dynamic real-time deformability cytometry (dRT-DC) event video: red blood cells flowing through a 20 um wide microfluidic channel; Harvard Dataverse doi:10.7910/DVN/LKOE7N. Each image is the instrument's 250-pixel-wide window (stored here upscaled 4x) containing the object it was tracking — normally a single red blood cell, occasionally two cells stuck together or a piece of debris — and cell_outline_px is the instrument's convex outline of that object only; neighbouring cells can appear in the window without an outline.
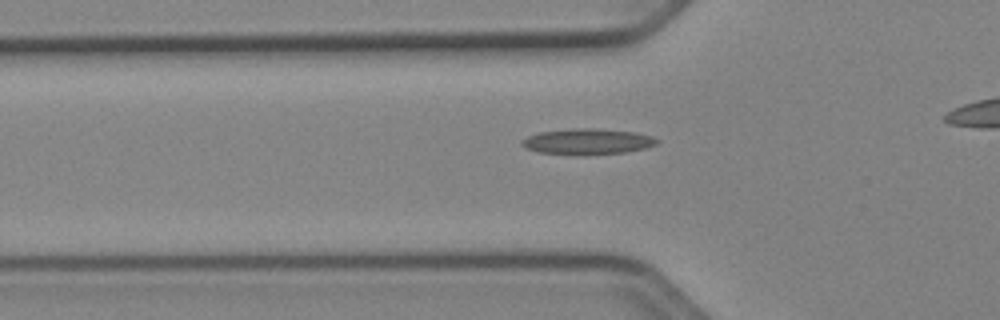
{"species": "Egyptian fruit bat (a non-hibernating species)", "species_latin": "Rousettus aegyptiacus", "temperature_condition": "cold", "stored_images_in_passage": 37, "camera_frame_rate_fps": 3000, "um_per_image_px": 0.085, "animal": {"sex": "female"}, "frame": {"image": 1, "passage_image": 12, "time_ms": 3.667, "image_size_px": [1000, 320], "cell_outline_px": [[660, 140], [656, 144], [644, 148], [628, 152], [540, 152], [524, 148], [520, 144], [520, 140], [528, 136], [540, 132], [576, 128], [596, 128], [636, 132], [652, 136]], "centroid_in_image_um": [49.96, 11.98], "position_along_channel_um": 75.8, "area_um2": 19.36}}
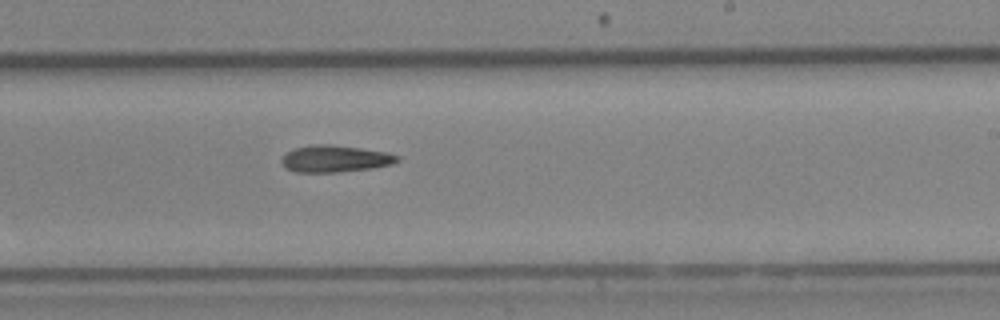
{"frame": {"image": 2, "passage_image": 26, "time_ms": 8.333, "image_size_px": [1000, 320], "cell_outline_px": [[400, 160], [392, 164], [372, 168], [336, 172], [296, 172], [288, 168], [280, 160], [292, 148], [316, 144], [328, 144], [360, 148], [388, 152], [400, 156]], "centroid_in_image_um": [28.52, 13.48], "position_along_channel_um": 260.5, "area_um2": 17.98}}
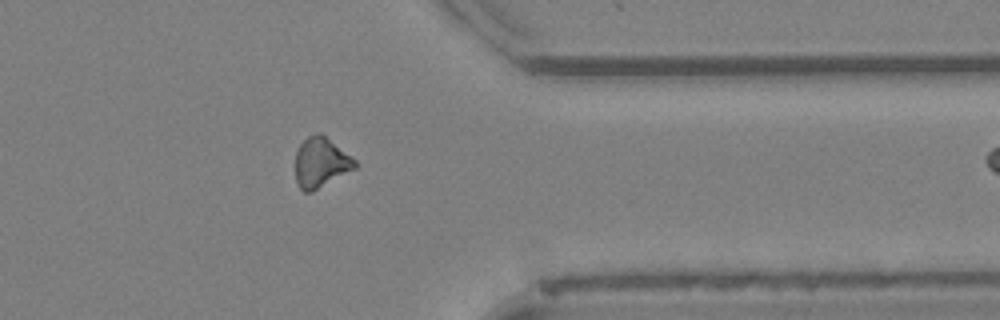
{"frame": {"image": 3, "passage_image": 36, "time_ms": 11.667, "image_size_px": [1000, 320], "cell_outline_px": [[356, 168], [312, 192], [304, 192], [296, 184], [296, 152], [300, 144], [308, 136], [316, 132], [320, 132], [352, 156], [356, 160]], "centroid_in_image_um": [27.27, 13.81], "position_along_channel_um": 384.1, "area_um2": 17.4}}